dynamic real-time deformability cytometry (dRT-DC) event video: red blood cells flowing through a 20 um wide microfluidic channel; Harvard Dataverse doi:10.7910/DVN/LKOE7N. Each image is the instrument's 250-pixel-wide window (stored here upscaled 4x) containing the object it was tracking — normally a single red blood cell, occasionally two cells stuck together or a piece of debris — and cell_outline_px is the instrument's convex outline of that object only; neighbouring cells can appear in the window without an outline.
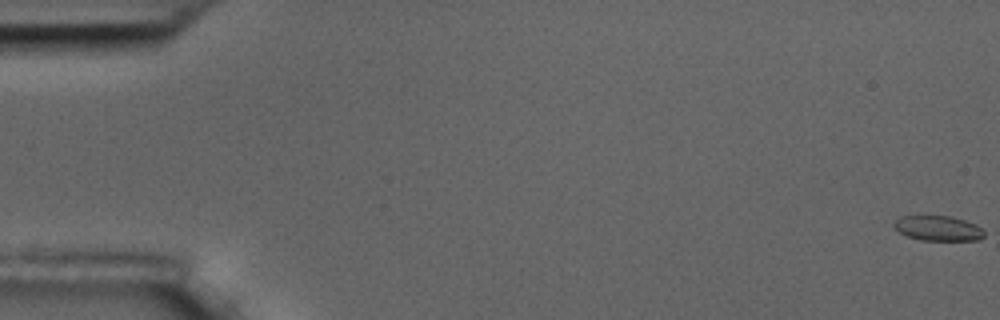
{"species": "common noctule bat (a hibernating species)", "species_latin": "Nyctalus noctula", "temperature_condition": "room temperature", "stored_images_in_passage": 4, "camera_frame_rate_fps": 3000, "um_per_image_px": 0.085, "animal": {"sex": "male", "body_mass_g": 17.5, "forearm_length_mm": 52.3}, "frame": {"image": 1, "passage_image": 1, "time_ms": 0.0, "image_size_px": [1000, 320], "cell_outline_px": [[984, 236], [980, 240], [920, 240], [908, 236], [900, 232], [892, 224], [900, 216], [948, 216], [964, 220], [976, 224], [984, 232]], "centroid_in_image_um": [79.74, 19.4], "position_along_channel_um": 5.3, "area_um2": 13.01}}